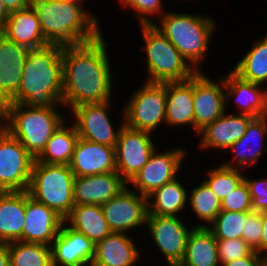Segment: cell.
Listing matches in <instances>:
<instances>
[{
    "mask_svg": "<svg viewBox=\"0 0 267 266\" xmlns=\"http://www.w3.org/2000/svg\"><path fill=\"white\" fill-rule=\"evenodd\" d=\"M9 12L5 8L3 2L0 0V32L4 29L7 19L9 18Z\"/></svg>",
    "mask_w": 267,
    "mask_h": 266,
    "instance_id": "46",
    "label": "cell"
},
{
    "mask_svg": "<svg viewBox=\"0 0 267 266\" xmlns=\"http://www.w3.org/2000/svg\"><path fill=\"white\" fill-rule=\"evenodd\" d=\"M60 110L62 108L4 104L0 126L19 140L36 159L58 127L68 120L65 117L67 114L59 112Z\"/></svg>",
    "mask_w": 267,
    "mask_h": 266,
    "instance_id": "5",
    "label": "cell"
},
{
    "mask_svg": "<svg viewBox=\"0 0 267 266\" xmlns=\"http://www.w3.org/2000/svg\"><path fill=\"white\" fill-rule=\"evenodd\" d=\"M136 242L130 234L112 232L95 244L92 264L95 266H136L142 257V248L139 249Z\"/></svg>",
    "mask_w": 267,
    "mask_h": 266,
    "instance_id": "23",
    "label": "cell"
},
{
    "mask_svg": "<svg viewBox=\"0 0 267 266\" xmlns=\"http://www.w3.org/2000/svg\"><path fill=\"white\" fill-rule=\"evenodd\" d=\"M216 21L209 14L166 11L153 25L177 48L187 62L202 71L210 49V41L217 32Z\"/></svg>",
    "mask_w": 267,
    "mask_h": 266,
    "instance_id": "4",
    "label": "cell"
},
{
    "mask_svg": "<svg viewBox=\"0 0 267 266\" xmlns=\"http://www.w3.org/2000/svg\"><path fill=\"white\" fill-rule=\"evenodd\" d=\"M74 179L69 165L46 164L35 160L27 192L65 219L75 205Z\"/></svg>",
    "mask_w": 267,
    "mask_h": 266,
    "instance_id": "7",
    "label": "cell"
},
{
    "mask_svg": "<svg viewBox=\"0 0 267 266\" xmlns=\"http://www.w3.org/2000/svg\"><path fill=\"white\" fill-rule=\"evenodd\" d=\"M217 250L221 266L227 262L247 257L253 252L243 239L217 240Z\"/></svg>",
    "mask_w": 267,
    "mask_h": 266,
    "instance_id": "39",
    "label": "cell"
},
{
    "mask_svg": "<svg viewBox=\"0 0 267 266\" xmlns=\"http://www.w3.org/2000/svg\"><path fill=\"white\" fill-rule=\"evenodd\" d=\"M25 214L22 242L51 246L64 219L54 210L31 197L27 191Z\"/></svg>",
    "mask_w": 267,
    "mask_h": 266,
    "instance_id": "17",
    "label": "cell"
},
{
    "mask_svg": "<svg viewBox=\"0 0 267 266\" xmlns=\"http://www.w3.org/2000/svg\"><path fill=\"white\" fill-rule=\"evenodd\" d=\"M261 116L267 120V86L265 89L264 111Z\"/></svg>",
    "mask_w": 267,
    "mask_h": 266,
    "instance_id": "48",
    "label": "cell"
},
{
    "mask_svg": "<svg viewBox=\"0 0 267 266\" xmlns=\"http://www.w3.org/2000/svg\"><path fill=\"white\" fill-rule=\"evenodd\" d=\"M30 52L25 46L8 40L0 33V106L18 91L24 63Z\"/></svg>",
    "mask_w": 267,
    "mask_h": 266,
    "instance_id": "22",
    "label": "cell"
},
{
    "mask_svg": "<svg viewBox=\"0 0 267 266\" xmlns=\"http://www.w3.org/2000/svg\"><path fill=\"white\" fill-rule=\"evenodd\" d=\"M0 266H10L8 243H0Z\"/></svg>",
    "mask_w": 267,
    "mask_h": 266,
    "instance_id": "45",
    "label": "cell"
},
{
    "mask_svg": "<svg viewBox=\"0 0 267 266\" xmlns=\"http://www.w3.org/2000/svg\"><path fill=\"white\" fill-rule=\"evenodd\" d=\"M221 211L251 212L252 199L245 180L221 201Z\"/></svg>",
    "mask_w": 267,
    "mask_h": 266,
    "instance_id": "38",
    "label": "cell"
},
{
    "mask_svg": "<svg viewBox=\"0 0 267 266\" xmlns=\"http://www.w3.org/2000/svg\"><path fill=\"white\" fill-rule=\"evenodd\" d=\"M108 46L101 33L95 40L62 47V105L68 112L83 104L112 100L114 59Z\"/></svg>",
    "mask_w": 267,
    "mask_h": 266,
    "instance_id": "1",
    "label": "cell"
},
{
    "mask_svg": "<svg viewBox=\"0 0 267 266\" xmlns=\"http://www.w3.org/2000/svg\"><path fill=\"white\" fill-rule=\"evenodd\" d=\"M223 77L226 108L233 101L234 107H237L233 113L260 117L264 111L266 87L243 80L230 69Z\"/></svg>",
    "mask_w": 267,
    "mask_h": 266,
    "instance_id": "24",
    "label": "cell"
},
{
    "mask_svg": "<svg viewBox=\"0 0 267 266\" xmlns=\"http://www.w3.org/2000/svg\"><path fill=\"white\" fill-rule=\"evenodd\" d=\"M193 102L194 132L198 135L206 125L226 112L223 75L214 79L204 70L196 72L193 75Z\"/></svg>",
    "mask_w": 267,
    "mask_h": 266,
    "instance_id": "15",
    "label": "cell"
},
{
    "mask_svg": "<svg viewBox=\"0 0 267 266\" xmlns=\"http://www.w3.org/2000/svg\"><path fill=\"white\" fill-rule=\"evenodd\" d=\"M84 4L61 0H30V8L39 18L44 39L49 44L62 46L92 41L103 33L101 21Z\"/></svg>",
    "mask_w": 267,
    "mask_h": 266,
    "instance_id": "3",
    "label": "cell"
},
{
    "mask_svg": "<svg viewBox=\"0 0 267 266\" xmlns=\"http://www.w3.org/2000/svg\"><path fill=\"white\" fill-rule=\"evenodd\" d=\"M193 76L166 83V127L189 126L194 132ZM177 127V128H176Z\"/></svg>",
    "mask_w": 267,
    "mask_h": 266,
    "instance_id": "25",
    "label": "cell"
},
{
    "mask_svg": "<svg viewBox=\"0 0 267 266\" xmlns=\"http://www.w3.org/2000/svg\"><path fill=\"white\" fill-rule=\"evenodd\" d=\"M154 139L152 133L126 125L120 130L115 146L116 171L127 183L146 165L158 147Z\"/></svg>",
    "mask_w": 267,
    "mask_h": 266,
    "instance_id": "14",
    "label": "cell"
},
{
    "mask_svg": "<svg viewBox=\"0 0 267 266\" xmlns=\"http://www.w3.org/2000/svg\"><path fill=\"white\" fill-rule=\"evenodd\" d=\"M260 258V265L267 266V250L264 251L262 254H259Z\"/></svg>",
    "mask_w": 267,
    "mask_h": 266,
    "instance_id": "47",
    "label": "cell"
},
{
    "mask_svg": "<svg viewBox=\"0 0 267 266\" xmlns=\"http://www.w3.org/2000/svg\"><path fill=\"white\" fill-rule=\"evenodd\" d=\"M62 45L49 44L30 50L18 91L6 104L64 108Z\"/></svg>",
    "mask_w": 267,
    "mask_h": 266,
    "instance_id": "2",
    "label": "cell"
},
{
    "mask_svg": "<svg viewBox=\"0 0 267 266\" xmlns=\"http://www.w3.org/2000/svg\"><path fill=\"white\" fill-rule=\"evenodd\" d=\"M85 266H95V265H93V264H87V265H85Z\"/></svg>",
    "mask_w": 267,
    "mask_h": 266,
    "instance_id": "51",
    "label": "cell"
},
{
    "mask_svg": "<svg viewBox=\"0 0 267 266\" xmlns=\"http://www.w3.org/2000/svg\"><path fill=\"white\" fill-rule=\"evenodd\" d=\"M177 266H221L217 240L208 227H193L183 259Z\"/></svg>",
    "mask_w": 267,
    "mask_h": 266,
    "instance_id": "28",
    "label": "cell"
},
{
    "mask_svg": "<svg viewBox=\"0 0 267 266\" xmlns=\"http://www.w3.org/2000/svg\"><path fill=\"white\" fill-rule=\"evenodd\" d=\"M164 0H118L120 6L128 8L135 13L139 25H152L163 16L166 11L163 8ZM155 18H154V17ZM159 16V17H158ZM153 18V19H152Z\"/></svg>",
    "mask_w": 267,
    "mask_h": 266,
    "instance_id": "37",
    "label": "cell"
},
{
    "mask_svg": "<svg viewBox=\"0 0 267 266\" xmlns=\"http://www.w3.org/2000/svg\"><path fill=\"white\" fill-rule=\"evenodd\" d=\"M101 208L112 232L134 236L136 230L138 232L145 229L143 227L146 226L148 215L147 197L132 190L129 185L101 205Z\"/></svg>",
    "mask_w": 267,
    "mask_h": 266,
    "instance_id": "13",
    "label": "cell"
},
{
    "mask_svg": "<svg viewBox=\"0 0 267 266\" xmlns=\"http://www.w3.org/2000/svg\"><path fill=\"white\" fill-rule=\"evenodd\" d=\"M200 182L196 187H191V190L188 189L187 207L201 221L194 227H208L221 212V201L204 180Z\"/></svg>",
    "mask_w": 267,
    "mask_h": 266,
    "instance_id": "33",
    "label": "cell"
},
{
    "mask_svg": "<svg viewBox=\"0 0 267 266\" xmlns=\"http://www.w3.org/2000/svg\"><path fill=\"white\" fill-rule=\"evenodd\" d=\"M188 150L189 148L183 146L165 151L155 149L146 165L128 183L131 184L129 187L147 197L156 189L173 181L183 171L181 167L188 157Z\"/></svg>",
    "mask_w": 267,
    "mask_h": 266,
    "instance_id": "10",
    "label": "cell"
},
{
    "mask_svg": "<svg viewBox=\"0 0 267 266\" xmlns=\"http://www.w3.org/2000/svg\"><path fill=\"white\" fill-rule=\"evenodd\" d=\"M144 40L145 81L169 83L185 81L197 71L187 62L177 48L152 24L139 25Z\"/></svg>",
    "mask_w": 267,
    "mask_h": 266,
    "instance_id": "6",
    "label": "cell"
},
{
    "mask_svg": "<svg viewBox=\"0 0 267 266\" xmlns=\"http://www.w3.org/2000/svg\"><path fill=\"white\" fill-rule=\"evenodd\" d=\"M223 266H261L259 254L253 251L247 257L236 259L232 262H227Z\"/></svg>",
    "mask_w": 267,
    "mask_h": 266,
    "instance_id": "42",
    "label": "cell"
},
{
    "mask_svg": "<svg viewBox=\"0 0 267 266\" xmlns=\"http://www.w3.org/2000/svg\"><path fill=\"white\" fill-rule=\"evenodd\" d=\"M69 167L75 177L116 171L115 147L79 137Z\"/></svg>",
    "mask_w": 267,
    "mask_h": 266,
    "instance_id": "18",
    "label": "cell"
},
{
    "mask_svg": "<svg viewBox=\"0 0 267 266\" xmlns=\"http://www.w3.org/2000/svg\"><path fill=\"white\" fill-rule=\"evenodd\" d=\"M243 172V173H242ZM241 169H235L232 167L218 164L214 168H208L206 178L203 180L210 187V189L217 195L220 201H222L230 192H233L241 182L244 180L245 173Z\"/></svg>",
    "mask_w": 267,
    "mask_h": 266,
    "instance_id": "35",
    "label": "cell"
},
{
    "mask_svg": "<svg viewBox=\"0 0 267 266\" xmlns=\"http://www.w3.org/2000/svg\"><path fill=\"white\" fill-rule=\"evenodd\" d=\"M178 179L175 178L147 196L148 214L180 216L185 212L188 208V191L183 180Z\"/></svg>",
    "mask_w": 267,
    "mask_h": 266,
    "instance_id": "29",
    "label": "cell"
},
{
    "mask_svg": "<svg viewBox=\"0 0 267 266\" xmlns=\"http://www.w3.org/2000/svg\"><path fill=\"white\" fill-rule=\"evenodd\" d=\"M26 191L0 192V243L22 241Z\"/></svg>",
    "mask_w": 267,
    "mask_h": 266,
    "instance_id": "27",
    "label": "cell"
},
{
    "mask_svg": "<svg viewBox=\"0 0 267 266\" xmlns=\"http://www.w3.org/2000/svg\"><path fill=\"white\" fill-rule=\"evenodd\" d=\"M8 12L30 7V0H1Z\"/></svg>",
    "mask_w": 267,
    "mask_h": 266,
    "instance_id": "43",
    "label": "cell"
},
{
    "mask_svg": "<svg viewBox=\"0 0 267 266\" xmlns=\"http://www.w3.org/2000/svg\"><path fill=\"white\" fill-rule=\"evenodd\" d=\"M247 212L221 211L208 226L216 240L242 239Z\"/></svg>",
    "mask_w": 267,
    "mask_h": 266,
    "instance_id": "36",
    "label": "cell"
},
{
    "mask_svg": "<svg viewBox=\"0 0 267 266\" xmlns=\"http://www.w3.org/2000/svg\"><path fill=\"white\" fill-rule=\"evenodd\" d=\"M53 266H85L92 264L95 244L82 233L62 224L51 245Z\"/></svg>",
    "mask_w": 267,
    "mask_h": 266,
    "instance_id": "19",
    "label": "cell"
},
{
    "mask_svg": "<svg viewBox=\"0 0 267 266\" xmlns=\"http://www.w3.org/2000/svg\"><path fill=\"white\" fill-rule=\"evenodd\" d=\"M231 70L243 80L267 85V31L265 36L253 41L250 50Z\"/></svg>",
    "mask_w": 267,
    "mask_h": 266,
    "instance_id": "32",
    "label": "cell"
},
{
    "mask_svg": "<svg viewBox=\"0 0 267 266\" xmlns=\"http://www.w3.org/2000/svg\"><path fill=\"white\" fill-rule=\"evenodd\" d=\"M10 266H53L51 246L13 241L8 243Z\"/></svg>",
    "mask_w": 267,
    "mask_h": 266,
    "instance_id": "34",
    "label": "cell"
},
{
    "mask_svg": "<svg viewBox=\"0 0 267 266\" xmlns=\"http://www.w3.org/2000/svg\"><path fill=\"white\" fill-rule=\"evenodd\" d=\"M61 1L71 2V3H85L86 2V0H61Z\"/></svg>",
    "mask_w": 267,
    "mask_h": 266,
    "instance_id": "49",
    "label": "cell"
},
{
    "mask_svg": "<svg viewBox=\"0 0 267 266\" xmlns=\"http://www.w3.org/2000/svg\"><path fill=\"white\" fill-rule=\"evenodd\" d=\"M254 118L246 114L228 113L226 108L223 115L199 131L197 148L204 152L205 150L207 152L208 149L226 152L231 145L243 137L249 123Z\"/></svg>",
    "mask_w": 267,
    "mask_h": 266,
    "instance_id": "16",
    "label": "cell"
},
{
    "mask_svg": "<svg viewBox=\"0 0 267 266\" xmlns=\"http://www.w3.org/2000/svg\"><path fill=\"white\" fill-rule=\"evenodd\" d=\"M244 180L249 188L252 199V211H267V177L256 179V177L246 176Z\"/></svg>",
    "mask_w": 267,
    "mask_h": 266,
    "instance_id": "41",
    "label": "cell"
},
{
    "mask_svg": "<svg viewBox=\"0 0 267 266\" xmlns=\"http://www.w3.org/2000/svg\"><path fill=\"white\" fill-rule=\"evenodd\" d=\"M64 223L94 244L112 233L100 205H74Z\"/></svg>",
    "mask_w": 267,
    "mask_h": 266,
    "instance_id": "30",
    "label": "cell"
},
{
    "mask_svg": "<svg viewBox=\"0 0 267 266\" xmlns=\"http://www.w3.org/2000/svg\"><path fill=\"white\" fill-rule=\"evenodd\" d=\"M181 217L147 215L145 230L168 266H177L182 261L188 235L194 227V223L186 225Z\"/></svg>",
    "mask_w": 267,
    "mask_h": 266,
    "instance_id": "12",
    "label": "cell"
},
{
    "mask_svg": "<svg viewBox=\"0 0 267 266\" xmlns=\"http://www.w3.org/2000/svg\"><path fill=\"white\" fill-rule=\"evenodd\" d=\"M1 110H2V107L0 106V122H1Z\"/></svg>",
    "mask_w": 267,
    "mask_h": 266,
    "instance_id": "50",
    "label": "cell"
},
{
    "mask_svg": "<svg viewBox=\"0 0 267 266\" xmlns=\"http://www.w3.org/2000/svg\"><path fill=\"white\" fill-rule=\"evenodd\" d=\"M35 158L0 126V192L27 191Z\"/></svg>",
    "mask_w": 267,
    "mask_h": 266,
    "instance_id": "11",
    "label": "cell"
},
{
    "mask_svg": "<svg viewBox=\"0 0 267 266\" xmlns=\"http://www.w3.org/2000/svg\"><path fill=\"white\" fill-rule=\"evenodd\" d=\"M136 87L123 104L124 123L134 130L158 134L166 125V83L144 81Z\"/></svg>",
    "mask_w": 267,
    "mask_h": 266,
    "instance_id": "8",
    "label": "cell"
},
{
    "mask_svg": "<svg viewBox=\"0 0 267 266\" xmlns=\"http://www.w3.org/2000/svg\"><path fill=\"white\" fill-rule=\"evenodd\" d=\"M79 136L75 126L68 119L47 141L44 150L36 158L37 162L56 165H69Z\"/></svg>",
    "mask_w": 267,
    "mask_h": 266,
    "instance_id": "31",
    "label": "cell"
},
{
    "mask_svg": "<svg viewBox=\"0 0 267 266\" xmlns=\"http://www.w3.org/2000/svg\"><path fill=\"white\" fill-rule=\"evenodd\" d=\"M261 224L263 227L261 238V254L267 250V211L260 212Z\"/></svg>",
    "mask_w": 267,
    "mask_h": 266,
    "instance_id": "44",
    "label": "cell"
},
{
    "mask_svg": "<svg viewBox=\"0 0 267 266\" xmlns=\"http://www.w3.org/2000/svg\"><path fill=\"white\" fill-rule=\"evenodd\" d=\"M0 33L8 40L30 50L49 45L44 39L39 18L30 7L10 12L6 25Z\"/></svg>",
    "mask_w": 267,
    "mask_h": 266,
    "instance_id": "26",
    "label": "cell"
},
{
    "mask_svg": "<svg viewBox=\"0 0 267 266\" xmlns=\"http://www.w3.org/2000/svg\"><path fill=\"white\" fill-rule=\"evenodd\" d=\"M128 183L117 171L74 179L75 205H103L117 196Z\"/></svg>",
    "mask_w": 267,
    "mask_h": 266,
    "instance_id": "20",
    "label": "cell"
},
{
    "mask_svg": "<svg viewBox=\"0 0 267 266\" xmlns=\"http://www.w3.org/2000/svg\"><path fill=\"white\" fill-rule=\"evenodd\" d=\"M266 138V139H265ZM267 120L262 116L254 118L248 125L243 137L227 150L233 158L223 160L221 164L235 169L247 170L251 165H257L260 157L267 153ZM265 141V142H264ZM232 154V155H231ZM247 167V168H246Z\"/></svg>",
    "mask_w": 267,
    "mask_h": 266,
    "instance_id": "21",
    "label": "cell"
},
{
    "mask_svg": "<svg viewBox=\"0 0 267 266\" xmlns=\"http://www.w3.org/2000/svg\"><path fill=\"white\" fill-rule=\"evenodd\" d=\"M113 104V100H109L102 103L83 104L72 108L69 111L71 112L69 121L75 126L78 136L84 140L115 147L120 130L125 123L123 109H121L122 119H120L119 127L116 128L114 126L109 115L113 111Z\"/></svg>",
    "mask_w": 267,
    "mask_h": 266,
    "instance_id": "9",
    "label": "cell"
},
{
    "mask_svg": "<svg viewBox=\"0 0 267 266\" xmlns=\"http://www.w3.org/2000/svg\"><path fill=\"white\" fill-rule=\"evenodd\" d=\"M262 232L263 227L261 224L260 212H247L242 239L258 254H261Z\"/></svg>",
    "mask_w": 267,
    "mask_h": 266,
    "instance_id": "40",
    "label": "cell"
}]
</instances>
